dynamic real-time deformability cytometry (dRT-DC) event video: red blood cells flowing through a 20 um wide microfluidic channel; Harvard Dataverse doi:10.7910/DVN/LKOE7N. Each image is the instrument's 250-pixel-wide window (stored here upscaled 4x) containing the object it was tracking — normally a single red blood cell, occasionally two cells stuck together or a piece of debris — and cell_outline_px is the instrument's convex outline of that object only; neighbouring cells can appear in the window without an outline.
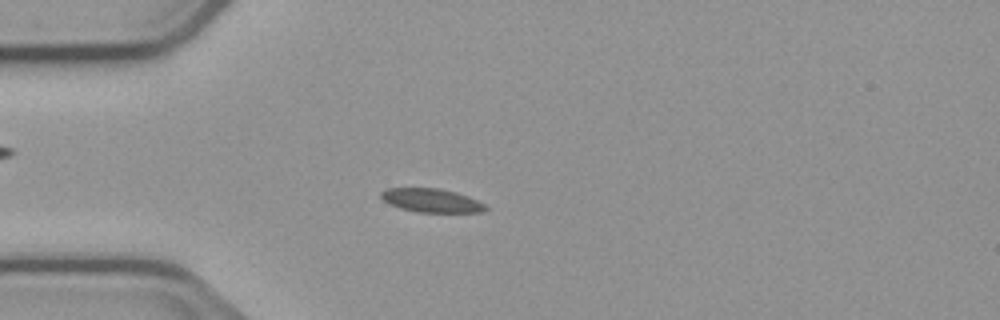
{"species": "common noctule bat (a hibernating species)", "species_latin": "Nyctalus noctula", "temperature_condition": "cold", "stored_images_in_passage": 55, "camera_frame_rate_fps": 3000, "um_per_image_px": 0.085, "animal": {"sex": "male", "body_mass_g": 23.1, "forearm_length_mm": 52.7}, "frame": {"image": 1, "passage_image": 15, "time_ms": 4.667, "image_size_px": [1000, 320], "cell_outline_px": [[488, 208], [484, 212], [416, 212], [400, 208], [388, 204], [380, 196], [380, 192], [388, 188], [440, 188], [456, 192], [468, 196], [484, 204]], "centroid_in_image_um": [36.66, 17.04], "position_along_channel_um": 48.3, "area_um2": 14.45}}
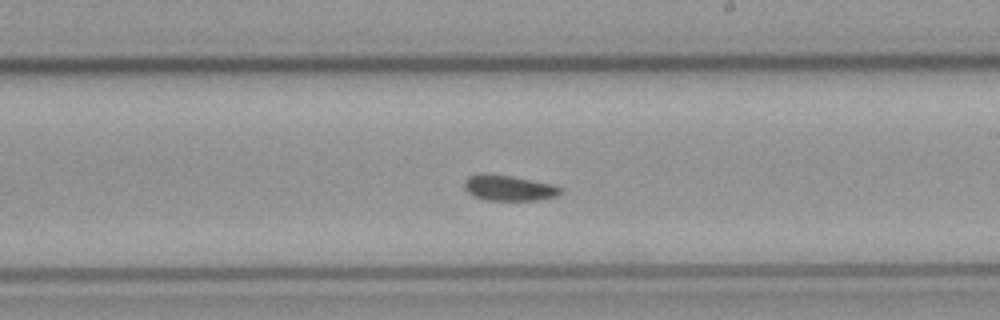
{"frame": {"image": 2, "passage_image": 32, "time_ms": 10.333, "image_size_px": [1000, 320], "cell_outline_px": [[560, 192], [556, 196], [536, 200], [484, 200], [472, 196], [464, 188], [464, 180], [468, 176], [480, 172], [484, 172], [512, 176], [552, 184], [560, 188]], "centroid_in_image_um": [43.15, 15.96], "position_along_channel_um": 245.8, "area_um2": 14.45}}
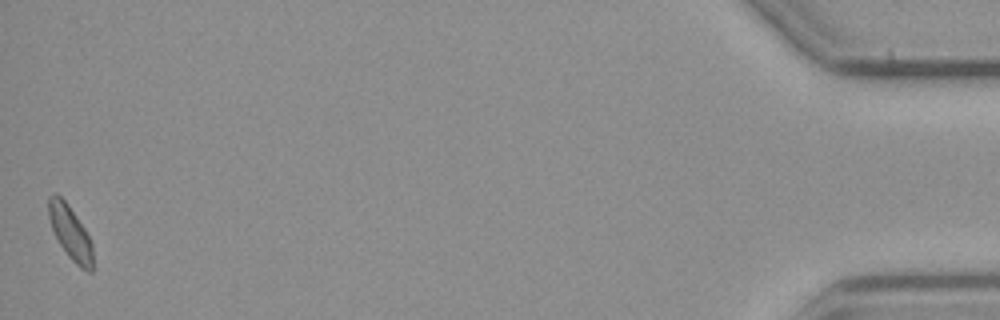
{"frame": {"image": 3, "passage_image": 55, "time_ms": 18.0, "image_size_px": [1000, 320], "cell_outline_px": [[92, 272], [88, 272], [80, 268], [68, 256], [60, 244], [52, 228], [48, 216], [48, 196], [52, 192], [56, 192], [68, 204], [84, 228], [92, 244]], "centroid_in_image_um": [5.95, 19.74], "position_along_channel_um": 429.2, "area_um2": 13.76}, "authors_computed_cell_mechanics": {"area_um2": 14.45, "velocity_mm_per_s": 3.7145, "shape_relaxation_time_tau1_ms": 6.0159, "shape_relaxation_time_tau2_ms": 6.0376, "deformation_change_tau1": 0.0796, "deformation_change_tau2": 0.0836}}